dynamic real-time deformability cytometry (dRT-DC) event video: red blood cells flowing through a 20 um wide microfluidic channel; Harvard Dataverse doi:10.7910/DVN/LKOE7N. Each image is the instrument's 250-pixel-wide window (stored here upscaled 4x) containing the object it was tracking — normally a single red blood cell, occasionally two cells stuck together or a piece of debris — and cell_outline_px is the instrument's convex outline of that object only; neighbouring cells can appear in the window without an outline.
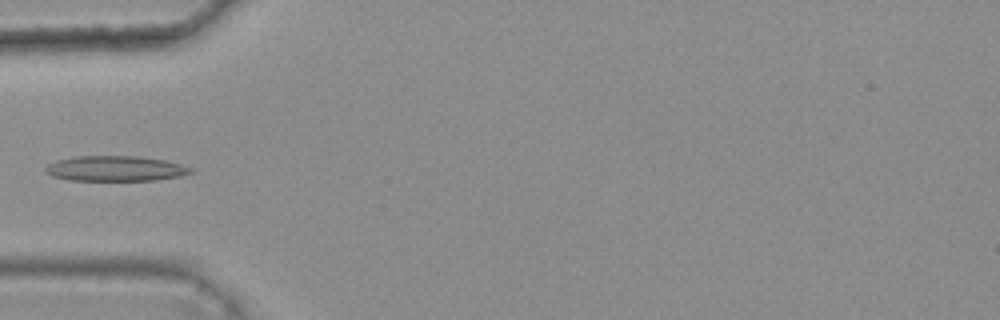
{"species": "common noctule bat (a hibernating species)", "species_latin": "Nyctalus noctula", "temperature_condition": "warm", "stored_images_in_passage": 5, "camera_frame_rate_fps": 3000, "um_per_image_px": 0.085, "animal": {"sex": "female", "body_mass_g": 25.1}, "frame": {"image": 1, "passage_image": 5, "time_ms": 1.333, "image_size_px": [1000, 320], "cell_outline_px": [[196, 172], [180, 176], [156, 180], [68, 180], [52, 176], [44, 168], [48, 164], [56, 160], [76, 156], [140, 156], [164, 160], [180, 164], [192, 168]], "centroid_in_image_um": [9.83, 14.32], "position_along_channel_um": 75.2, "area_um2": 21.39}}